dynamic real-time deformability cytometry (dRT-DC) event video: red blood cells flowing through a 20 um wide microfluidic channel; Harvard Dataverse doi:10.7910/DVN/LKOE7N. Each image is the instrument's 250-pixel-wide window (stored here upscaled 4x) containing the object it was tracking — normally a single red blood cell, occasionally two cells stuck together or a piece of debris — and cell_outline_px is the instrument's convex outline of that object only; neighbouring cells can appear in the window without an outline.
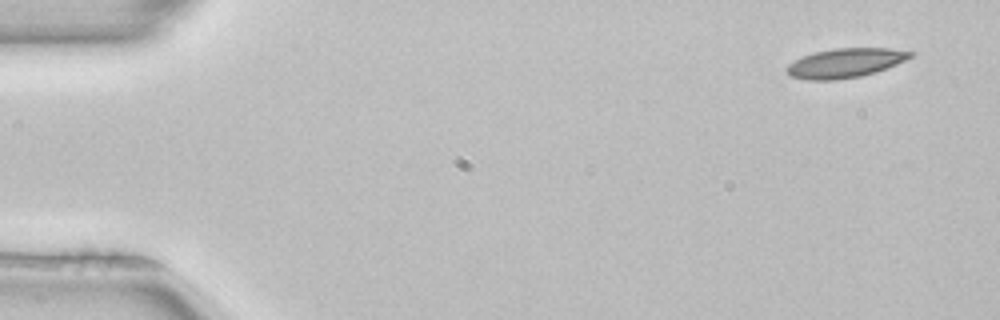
{"species": "common noctule bat (a hibernating species)", "species_latin": "Nyctalus noctula", "temperature_condition": "room temperature", "stored_images_in_passage": 4, "camera_frame_rate_fps": 3000, "um_per_image_px": 0.085, "animal": {"sex": "female", "body_mass_g": 22.7, "forearm_length_mm": 54.2}, "frame": {"image": 1, "passage_image": 1, "time_ms": 0.0, "image_size_px": [1000, 320], "cell_outline_px": [[916, 52], [912, 56], [896, 64], [876, 72], [860, 76], [836, 80], [808, 80], [788, 76], [784, 72], [784, 68], [788, 64], [804, 56], [816, 52], [836, 48], [888, 48]], "centroid_in_image_um": [71.81, 5.36], "position_along_channel_um": 13.2, "area_um2": 21.1}}
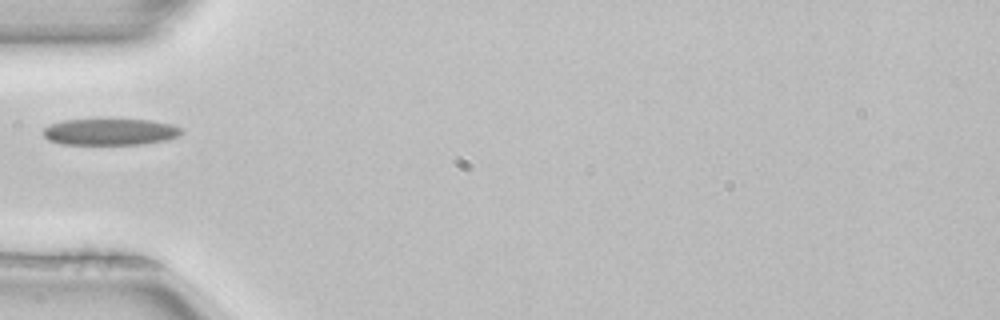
{"frame": {"image": 2, "passage_image": 4, "time_ms": 1.0, "image_size_px": [1000, 320], "cell_outline_px": [[184, 132], [180, 136], [164, 140], [140, 144], [64, 144], [48, 140], [44, 136], [44, 128], [48, 124], [64, 120], [148, 120], [172, 124], [184, 128]], "centroid_in_image_um": [9.39, 11.21], "position_along_channel_um": 75.6, "area_um2": 21.27}}